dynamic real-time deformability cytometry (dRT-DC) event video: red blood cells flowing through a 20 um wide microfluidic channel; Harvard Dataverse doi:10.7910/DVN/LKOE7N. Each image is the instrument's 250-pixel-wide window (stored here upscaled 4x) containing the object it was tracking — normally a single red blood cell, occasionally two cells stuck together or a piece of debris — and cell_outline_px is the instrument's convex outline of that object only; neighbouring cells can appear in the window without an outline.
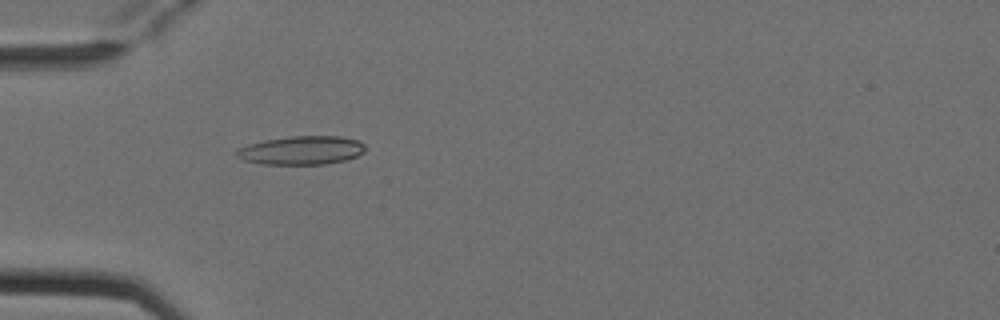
{"species": "Egyptian fruit bat (a non-hibernating species)", "species_latin": "Rousettus aegyptiacus", "temperature_condition": "cold", "stored_images_in_passage": 1, "camera_frame_rate_fps": 3000, "um_per_image_px": 0.085, "animal": {"sex": "female"}, "frame": {"image": 1, "passage_image": 1, "time_ms": 0.0, "image_size_px": [1000, 320], "cell_outline_px": [[364, 152], [356, 156], [344, 160], [324, 164], [260, 164], [240, 160], [236, 156], [236, 148], [248, 144], [264, 140], [288, 136], [340, 136], [356, 140], [364, 144]], "centroid_in_image_um": [25.55, 12.78], "position_along_channel_um": 59.4, "area_um2": 21.56}}